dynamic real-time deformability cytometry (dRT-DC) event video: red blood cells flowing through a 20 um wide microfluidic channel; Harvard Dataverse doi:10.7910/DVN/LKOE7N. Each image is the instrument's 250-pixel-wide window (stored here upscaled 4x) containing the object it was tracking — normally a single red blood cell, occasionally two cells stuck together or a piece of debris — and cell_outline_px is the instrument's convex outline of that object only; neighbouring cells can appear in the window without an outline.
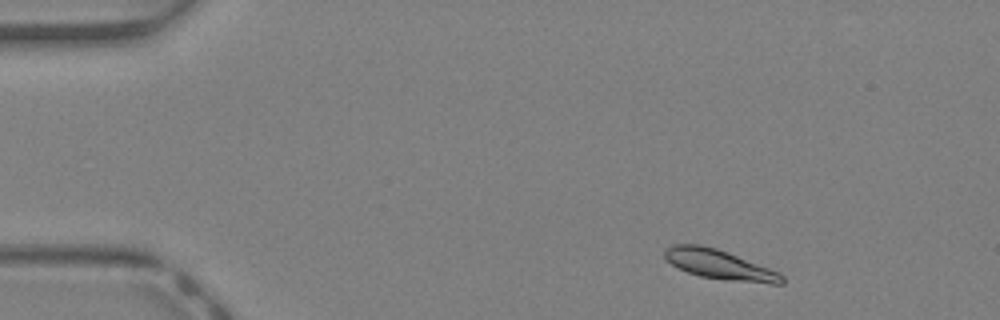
{"species": "Egyptian fruit bat (a non-hibernating species)", "species_latin": "Rousettus aegyptiacus", "temperature_condition": "warm", "stored_images_in_passage": 40, "segment_of_instrument_passage": [1, 2], "camera_frame_rate_fps": 3000, "um_per_image_px": 0.085, "animal": {"sex": "female"}, "frame": {"image": 1, "passage_image": 3, "time_ms": 0.667, "image_size_px": [1000, 320], "cell_outline_px": [[784, 284], [772, 284], [724, 280], [700, 276], [688, 272], [672, 264], [664, 256], [664, 248], [672, 244], [700, 244], [716, 248], [728, 252], [780, 272], [784, 276]], "centroid_in_image_um": [61.18, 22.49], "position_along_channel_um": 23.8, "area_um2": 20.35}}
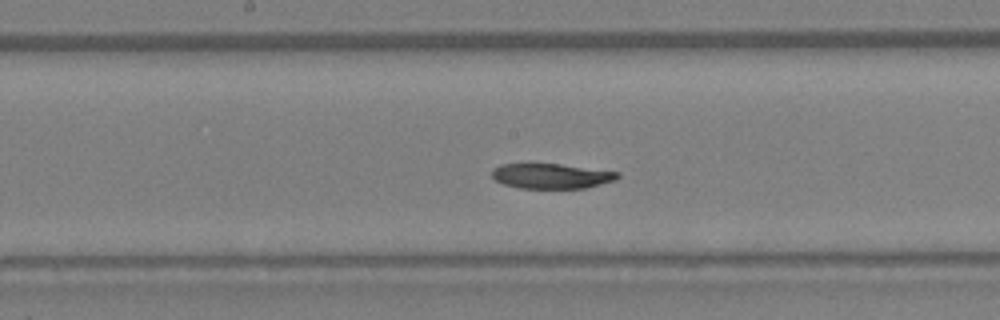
{"frame": {"image": 2, "passage_image": 19, "time_ms": 6.0, "image_size_px": [1000, 320], "cell_outline_px": [[620, 176], [616, 180], [588, 188], [520, 188], [504, 184], [496, 180], [492, 176], [492, 168], [500, 164], [560, 164], [620, 172]], "centroid_in_image_um": [46.89, 14.96], "position_along_channel_um": 201.3, "area_um2": 18.38}}
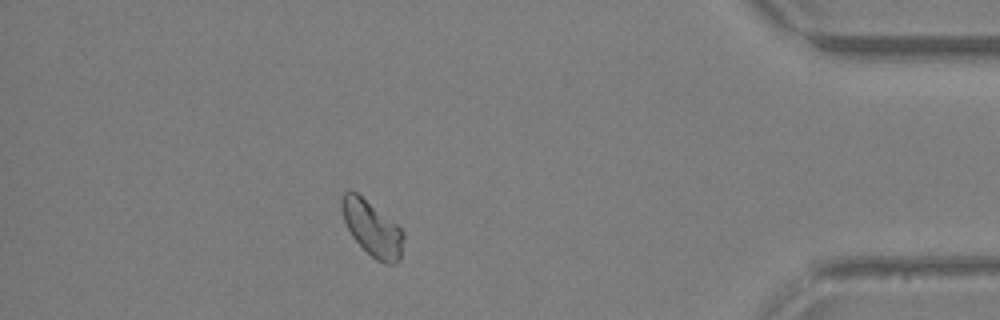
{"frame": {"image": 3, "passage_image": 34, "time_ms": 11.0, "image_size_px": [1000, 320], "cell_outline_px": [[404, 236], [400, 260], [396, 264], [384, 264], [376, 260], [352, 236], [344, 220], [340, 208], [340, 200], [344, 192], [356, 192], [396, 224], [404, 232]], "centroid_in_image_um": [31.64, 19.44], "position_along_channel_um": 403.6, "area_um2": 19.54}}